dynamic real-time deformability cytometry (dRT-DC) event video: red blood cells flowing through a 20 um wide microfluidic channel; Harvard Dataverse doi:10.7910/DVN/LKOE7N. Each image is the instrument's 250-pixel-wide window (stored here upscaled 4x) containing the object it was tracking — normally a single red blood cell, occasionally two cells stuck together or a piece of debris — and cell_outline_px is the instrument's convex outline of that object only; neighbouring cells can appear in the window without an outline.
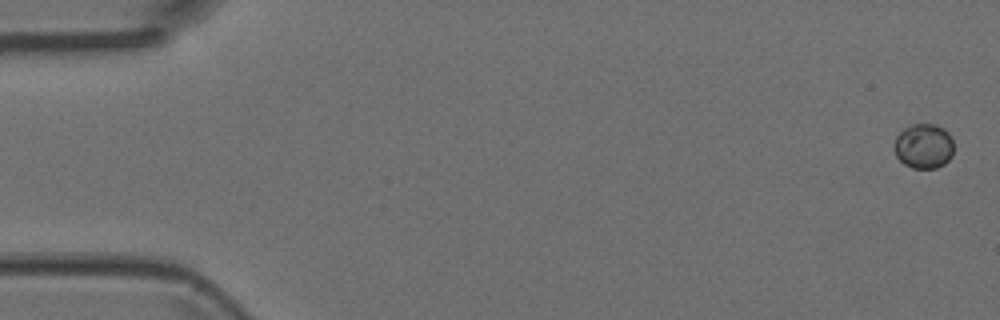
{"species": "Egyptian fruit bat (a non-hibernating species)", "species_latin": "Rousettus aegyptiacus", "temperature_condition": "room temperature", "stored_images_in_passage": 7, "camera_frame_rate_fps": 3000, "um_per_image_px": 0.085, "animal": {"sex": "female"}, "frame": {"image": 1, "passage_image": 1, "time_ms": 0.0, "image_size_px": [1000, 320], "cell_outline_px": [[952, 156], [944, 164], [936, 168], [912, 168], [904, 164], [896, 156], [896, 136], [904, 128], [912, 124], [936, 124], [944, 128], [948, 132], [952, 140]], "centroid_in_image_um": [78.53, 12.41], "position_along_channel_um": 6.5, "area_um2": 15.43}}
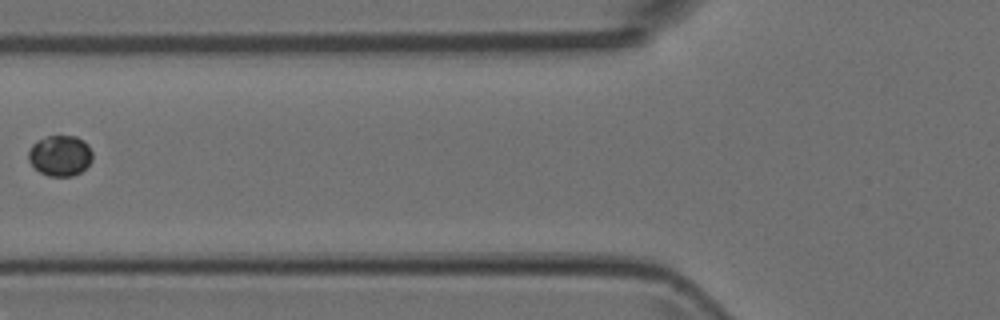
{"frame": {"image": 2, "passage_image": 6, "time_ms": 1.667, "image_size_px": [1000, 320], "cell_outline_px": [[92, 160], [80, 172], [72, 176], [48, 176], [40, 172], [28, 160], [28, 152], [32, 144], [36, 140], [48, 136], [76, 136], [84, 140], [88, 144], [92, 152]], "centroid_in_image_um": [5.11, 13.21], "position_along_channel_um": 120.7, "area_um2": 15.2}}
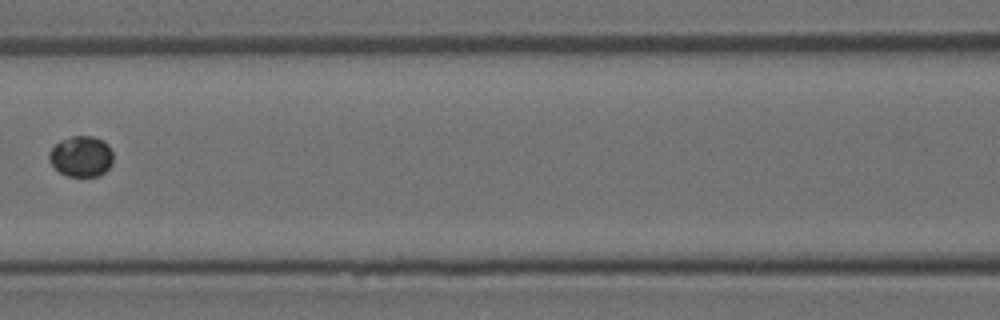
{"frame": {"image": 3, "passage_image": 7, "time_ms": 2.0, "image_size_px": [1000, 320], "cell_outline_px": [[112, 164], [100, 176], [68, 176], [60, 172], [52, 164], [48, 156], [48, 152], [60, 140], [72, 136], [92, 136], [104, 140], [108, 144], [112, 152]], "centroid_in_image_um": [6.92, 13.28], "position_along_channel_um": 159.7, "area_um2": 15.2}}